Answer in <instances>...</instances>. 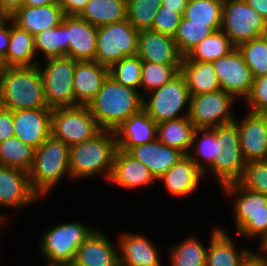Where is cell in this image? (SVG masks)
<instances>
[{
    "mask_svg": "<svg viewBox=\"0 0 267 266\" xmlns=\"http://www.w3.org/2000/svg\"><path fill=\"white\" fill-rule=\"evenodd\" d=\"M52 4H59V0H23V6H46Z\"/></svg>",
    "mask_w": 267,
    "mask_h": 266,
    "instance_id": "obj_54",
    "label": "cell"
},
{
    "mask_svg": "<svg viewBox=\"0 0 267 266\" xmlns=\"http://www.w3.org/2000/svg\"><path fill=\"white\" fill-rule=\"evenodd\" d=\"M137 56L144 62L161 65H181L183 60L172 36L150 29L138 33Z\"/></svg>",
    "mask_w": 267,
    "mask_h": 266,
    "instance_id": "obj_18",
    "label": "cell"
},
{
    "mask_svg": "<svg viewBox=\"0 0 267 266\" xmlns=\"http://www.w3.org/2000/svg\"><path fill=\"white\" fill-rule=\"evenodd\" d=\"M236 99L223 90L191 96L189 119L196 129H211L234 122L231 111Z\"/></svg>",
    "mask_w": 267,
    "mask_h": 266,
    "instance_id": "obj_13",
    "label": "cell"
},
{
    "mask_svg": "<svg viewBox=\"0 0 267 266\" xmlns=\"http://www.w3.org/2000/svg\"><path fill=\"white\" fill-rule=\"evenodd\" d=\"M4 14L10 18L23 6V0H0Z\"/></svg>",
    "mask_w": 267,
    "mask_h": 266,
    "instance_id": "obj_50",
    "label": "cell"
},
{
    "mask_svg": "<svg viewBox=\"0 0 267 266\" xmlns=\"http://www.w3.org/2000/svg\"><path fill=\"white\" fill-rule=\"evenodd\" d=\"M6 23L0 25V54L6 57L10 42V26H5Z\"/></svg>",
    "mask_w": 267,
    "mask_h": 266,
    "instance_id": "obj_51",
    "label": "cell"
},
{
    "mask_svg": "<svg viewBox=\"0 0 267 266\" xmlns=\"http://www.w3.org/2000/svg\"><path fill=\"white\" fill-rule=\"evenodd\" d=\"M71 266H120L119 249L106 235L94 229L78 247Z\"/></svg>",
    "mask_w": 267,
    "mask_h": 266,
    "instance_id": "obj_21",
    "label": "cell"
},
{
    "mask_svg": "<svg viewBox=\"0 0 267 266\" xmlns=\"http://www.w3.org/2000/svg\"><path fill=\"white\" fill-rule=\"evenodd\" d=\"M117 148L115 133L110 130H101L94 137L69 146L70 177L82 179L105 172L109 180Z\"/></svg>",
    "mask_w": 267,
    "mask_h": 266,
    "instance_id": "obj_2",
    "label": "cell"
},
{
    "mask_svg": "<svg viewBox=\"0 0 267 266\" xmlns=\"http://www.w3.org/2000/svg\"><path fill=\"white\" fill-rule=\"evenodd\" d=\"M148 94L151 98L145 100L143 97V110L157 124L189 115L191 95L181 73ZM185 107L187 113L181 115Z\"/></svg>",
    "mask_w": 267,
    "mask_h": 266,
    "instance_id": "obj_7",
    "label": "cell"
},
{
    "mask_svg": "<svg viewBox=\"0 0 267 266\" xmlns=\"http://www.w3.org/2000/svg\"><path fill=\"white\" fill-rule=\"evenodd\" d=\"M68 43L67 28L62 23L34 36L35 52H42L45 59L68 56Z\"/></svg>",
    "mask_w": 267,
    "mask_h": 266,
    "instance_id": "obj_36",
    "label": "cell"
},
{
    "mask_svg": "<svg viewBox=\"0 0 267 266\" xmlns=\"http://www.w3.org/2000/svg\"><path fill=\"white\" fill-rule=\"evenodd\" d=\"M240 146L246 162L267 160V114L248 111L241 122L236 119Z\"/></svg>",
    "mask_w": 267,
    "mask_h": 266,
    "instance_id": "obj_16",
    "label": "cell"
},
{
    "mask_svg": "<svg viewBox=\"0 0 267 266\" xmlns=\"http://www.w3.org/2000/svg\"><path fill=\"white\" fill-rule=\"evenodd\" d=\"M143 61L137 56H127L109 68V75L121 85L139 89Z\"/></svg>",
    "mask_w": 267,
    "mask_h": 266,
    "instance_id": "obj_41",
    "label": "cell"
},
{
    "mask_svg": "<svg viewBox=\"0 0 267 266\" xmlns=\"http://www.w3.org/2000/svg\"><path fill=\"white\" fill-rule=\"evenodd\" d=\"M260 251H264V253H260V254H262V255H265V256H267V234L264 236V238L261 240V242H260Z\"/></svg>",
    "mask_w": 267,
    "mask_h": 266,
    "instance_id": "obj_55",
    "label": "cell"
},
{
    "mask_svg": "<svg viewBox=\"0 0 267 266\" xmlns=\"http://www.w3.org/2000/svg\"><path fill=\"white\" fill-rule=\"evenodd\" d=\"M224 0H188L183 17L190 23L207 24L214 32L222 27Z\"/></svg>",
    "mask_w": 267,
    "mask_h": 266,
    "instance_id": "obj_33",
    "label": "cell"
},
{
    "mask_svg": "<svg viewBox=\"0 0 267 266\" xmlns=\"http://www.w3.org/2000/svg\"><path fill=\"white\" fill-rule=\"evenodd\" d=\"M65 174L70 176L69 146L50 135L35 149L33 165L28 173L30 187L39 197L44 196Z\"/></svg>",
    "mask_w": 267,
    "mask_h": 266,
    "instance_id": "obj_4",
    "label": "cell"
},
{
    "mask_svg": "<svg viewBox=\"0 0 267 266\" xmlns=\"http://www.w3.org/2000/svg\"><path fill=\"white\" fill-rule=\"evenodd\" d=\"M109 68L97 61H77L73 79L75 106L87 105L101 89Z\"/></svg>",
    "mask_w": 267,
    "mask_h": 266,
    "instance_id": "obj_26",
    "label": "cell"
},
{
    "mask_svg": "<svg viewBox=\"0 0 267 266\" xmlns=\"http://www.w3.org/2000/svg\"><path fill=\"white\" fill-rule=\"evenodd\" d=\"M212 64L221 90L235 99L240 96L246 100L251 93L254 78L238 48L214 60Z\"/></svg>",
    "mask_w": 267,
    "mask_h": 266,
    "instance_id": "obj_14",
    "label": "cell"
},
{
    "mask_svg": "<svg viewBox=\"0 0 267 266\" xmlns=\"http://www.w3.org/2000/svg\"><path fill=\"white\" fill-rule=\"evenodd\" d=\"M199 134H201V129H196L188 116L157 124V140L184 154L190 152Z\"/></svg>",
    "mask_w": 267,
    "mask_h": 266,
    "instance_id": "obj_28",
    "label": "cell"
},
{
    "mask_svg": "<svg viewBox=\"0 0 267 266\" xmlns=\"http://www.w3.org/2000/svg\"><path fill=\"white\" fill-rule=\"evenodd\" d=\"M14 136L12 111L0 106V142Z\"/></svg>",
    "mask_w": 267,
    "mask_h": 266,
    "instance_id": "obj_47",
    "label": "cell"
},
{
    "mask_svg": "<svg viewBox=\"0 0 267 266\" xmlns=\"http://www.w3.org/2000/svg\"><path fill=\"white\" fill-rule=\"evenodd\" d=\"M171 266H206L207 248L190 236L170 248Z\"/></svg>",
    "mask_w": 267,
    "mask_h": 266,
    "instance_id": "obj_37",
    "label": "cell"
},
{
    "mask_svg": "<svg viewBox=\"0 0 267 266\" xmlns=\"http://www.w3.org/2000/svg\"><path fill=\"white\" fill-rule=\"evenodd\" d=\"M182 15L174 10L161 6L156 14L150 30L174 36L180 24Z\"/></svg>",
    "mask_w": 267,
    "mask_h": 266,
    "instance_id": "obj_45",
    "label": "cell"
},
{
    "mask_svg": "<svg viewBox=\"0 0 267 266\" xmlns=\"http://www.w3.org/2000/svg\"><path fill=\"white\" fill-rule=\"evenodd\" d=\"M4 22L10 23L9 18L4 14L3 10H0V25L3 24Z\"/></svg>",
    "mask_w": 267,
    "mask_h": 266,
    "instance_id": "obj_57",
    "label": "cell"
},
{
    "mask_svg": "<svg viewBox=\"0 0 267 266\" xmlns=\"http://www.w3.org/2000/svg\"><path fill=\"white\" fill-rule=\"evenodd\" d=\"M235 246L226 231L215 227L207 248L206 266H239L251 251L246 248L237 251Z\"/></svg>",
    "mask_w": 267,
    "mask_h": 266,
    "instance_id": "obj_29",
    "label": "cell"
},
{
    "mask_svg": "<svg viewBox=\"0 0 267 266\" xmlns=\"http://www.w3.org/2000/svg\"><path fill=\"white\" fill-rule=\"evenodd\" d=\"M221 187L227 196L236 197L233 210L237 234L248 239L258 236L261 241L267 234V196L245 188L239 181Z\"/></svg>",
    "mask_w": 267,
    "mask_h": 266,
    "instance_id": "obj_5",
    "label": "cell"
},
{
    "mask_svg": "<svg viewBox=\"0 0 267 266\" xmlns=\"http://www.w3.org/2000/svg\"><path fill=\"white\" fill-rule=\"evenodd\" d=\"M38 199L27 172L0 165V207L21 208Z\"/></svg>",
    "mask_w": 267,
    "mask_h": 266,
    "instance_id": "obj_20",
    "label": "cell"
},
{
    "mask_svg": "<svg viewBox=\"0 0 267 266\" xmlns=\"http://www.w3.org/2000/svg\"><path fill=\"white\" fill-rule=\"evenodd\" d=\"M138 33L127 19L98 27L95 61L110 68L124 57L137 55Z\"/></svg>",
    "mask_w": 267,
    "mask_h": 266,
    "instance_id": "obj_9",
    "label": "cell"
},
{
    "mask_svg": "<svg viewBox=\"0 0 267 266\" xmlns=\"http://www.w3.org/2000/svg\"><path fill=\"white\" fill-rule=\"evenodd\" d=\"M114 133L117 147L128 151L157 139V123L142 109L125 120Z\"/></svg>",
    "mask_w": 267,
    "mask_h": 266,
    "instance_id": "obj_22",
    "label": "cell"
},
{
    "mask_svg": "<svg viewBox=\"0 0 267 266\" xmlns=\"http://www.w3.org/2000/svg\"><path fill=\"white\" fill-rule=\"evenodd\" d=\"M10 42L5 61L8 67H32L39 64L36 61L34 49V35L21 29L9 18Z\"/></svg>",
    "mask_w": 267,
    "mask_h": 266,
    "instance_id": "obj_31",
    "label": "cell"
},
{
    "mask_svg": "<svg viewBox=\"0 0 267 266\" xmlns=\"http://www.w3.org/2000/svg\"><path fill=\"white\" fill-rule=\"evenodd\" d=\"M239 266H267V256L251 251Z\"/></svg>",
    "mask_w": 267,
    "mask_h": 266,
    "instance_id": "obj_49",
    "label": "cell"
},
{
    "mask_svg": "<svg viewBox=\"0 0 267 266\" xmlns=\"http://www.w3.org/2000/svg\"><path fill=\"white\" fill-rule=\"evenodd\" d=\"M239 182L245 188L267 196V160L246 162L243 176Z\"/></svg>",
    "mask_w": 267,
    "mask_h": 266,
    "instance_id": "obj_43",
    "label": "cell"
},
{
    "mask_svg": "<svg viewBox=\"0 0 267 266\" xmlns=\"http://www.w3.org/2000/svg\"><path fill=\"white\" fill-rule=\"evenodd\" d=\"M90 0H59L65 15H80Z\"/></svg>",
    "mask_w": 267,
    "mask_h": 266,
    "instance_id": "obj_48",
    "label": "cell"
},
{
    "mask_svg": "<svg viewBox=\"0 0 267 266\" xmlns=\"http://www.w3.org/2000/svg\"><path fill=\"white\" fill-rule=\"evenodd\" d=\"M180 69L181 65H161L143 61L140 87H144L145 92L142 96L172 80L180 73Z\"/></svg>",
    "mask_w": 267,
    "mask_h": 266,
    "instance_id": "obj_39",
    "label": "cell"
},
{
    "mask_svg": "<svg viewBox=\"0 0 267 266\" xmlns=\"http://www.w3.org/2000/svg\"><path fill=\"white\" fill-rule=\"evenodd\" d=\"M211 129L215 132L216 140L222 146V152L204 172V176L209 169L210 172H214L220 186L239 181L243 176L246 161L241 152L237 124L232 122Z\"/></svg>",
    "mask_w": 267,
    "mask_h": 266,
    "instance_id": "obj_11",
    "label": "cell"
},
{
    "mask_svg": "<svg viewBox=\"0 0 267 266\" xmlns=\"http://www.w3.org/2000/svg\"><path fill=\"white\" fill-rule=\"evenodd\" d=\"M65 17L59 4L46 6H22L10 19L15 25L36 35L43 30L51 29L60 25Z\"/></svg>",
    "mask_w": 267,
    "mask_h": 266,
    "instance_id": "obj_27",
    "label": "cell"
},
{
    "mask_svg": "<svg viewBox=\"0 0 267 266\" xmlns=\"http://www.w3.org/2000/svg\"><path fill=\"white\" fill-rule=\"evenodd\" d=\"M8 68L5 57L0 54V75Z\"/></svg>",
    "mask_w": 267,
    "mask_h": 266,
    "instance_id": "obj_56",
    "label": "cell"
},
{
    "mask_svg": "<svg viewBox=\"0 0 267 266\" xmlns=\"http://www.w3.org/2000/svg\"><path fill=\"white\" fill-rule=\"evenodd\" d=\"M93 230L78 222L56 225L43 234L40 250L48 264L71 265L78 247Z\"/></svg>",
    "mask_w": 267,
    "mask_h": 266,
    "instance_id": "obj_8",
    "label": "cell"
},
{
    "mask_svg": "<svg viewBox=\"0 0 267 266\" xmlns=\"http://www.w3.org/2000/svg\"><path fill=\"white\" fill-rule=\"evenodd\" d=\"M95 27L127 19V0H90L79 15Z\"/></svg>",
    "mask_w": 267,
    "mask_h": 266,
    "instance_id": "obj_32",
    "label": "cell"
},
{
    "mask_svg": "<svg viewBox=\"0 0 267 266\" xmlns=\"http://www.w3.org/2000/svg\"><path fill=\"white\" fill-rule=\"evenodd\" d=\"M109 181L123 189L146 187L156 181L146 165L132 157L127 151L117 148L113 170Z\"/></svg>",
    "mask_w": 267,
    "mask_h": 266,
    "instance_id": "obj_23",
    "label": "cell"
},
{
    "mask_svg": "<svg viewBox=\"0 0 267 266\" xmlns=\"http://www.w3.org/2000/svg\"><path fill=\"white\" fill-rule=\"evenodd\" d=\"M77 60L68 57L46 59V65L38 64L47 105L51 108L74 107L73 87Z\"/></svg>",
    "mask_w": 267,
    "mask_h": 266,
    "instance_id": "obj_6",
    "label": "cell"
},
{
    "mask_svg": "<svg viewBox=\"0 0 267 266\" xmlns=\"http://www.w3.org/2000/svg\"><path fill=\"white\" fill-rule=\"evenodd\" d=\"M127 152L146 165L156 180H159L185 155L180 150L164 145L157 139L150 143L132 147Z\"/></svg>",
    "mask_w": 267,
    "mask_h": 266,
    "instance_id": "obj_24",
    "label": "cell"
},
{
    "mask_svg": "<svg viewBox=\"0 0 267 266\" xmlns=\"http://www.w3.org/2000/svg\"><path fill=\"white\" fill-rule=\"evenodd\" d=\"M161 0H127V20L138 31L151 29Z\"/></svg>",
    "mask_w": 267,
    "mask_h": 266,
    "instance_id": "obj_40",
    "label": "cell"
},
{
    "mask_svg": "<svg viewBox=\"0 0 267 266\" xmlns=\"http://www.w3.org/2000/svg\"><path fill=\"white\" fill-rule=\"evenodd\" d=\"M245 2L267 20V0H245Z\"/></svg>",
    "mask_w": 267,
    "mask_h": 266,
    "instance_id": "obj_53",
    "label": "cell"
},
{
    "mask_svg": "<svg viewBox=\"0 0 267 266\" xmlns=\"http://www.w3.org/2000/svg\"><path fill=\"white\" fill-rule=\"evenodd\" d=\"M161 1H162L161 6H165L166 9L174 10L180 13L182 16L188 4V0H161Z\"/></svg>",
    "mask_w": 267,
    "mask_h": 266,
    "instance_id": "obj_52",
    "label": "cell"
},
{
    "mask_svg": "<svg viewBox=\"0 0 267 266\" xmlns=\"http://www.w3.org/2000/svg\"><path fill=\"white\" fill-rule=\"evenodd\" d=\"M201 133H203V137L199 139V141L194 145V150L196 155L206 161L203 165V172L207 170L206 167H210L215 158L221 154L222 146L216 140L215 132L212 129H201ZM207 164V165H206Z\"/></svg>",
    "mask_w": 267,
    "mask_h": 266,
    "instance_id": "obj_44",
    "label": "cell"
},
{
    "mask_svg": "<svg viewBox=\"0 0 267 266\" xmlns=\"http://www.w3.org/2000/svg\"><path fill=\"white\" fill-rule=\"evenodd\" d=\"M101 130L87 105L52 110L51 135L68 146L86 141Z\"/></svg>",
    "mask_w": 267,
    "mask_h": 266,
    "instance_id": "obj_10",
    "label": "cell"
},
{
    "mask_svg": "<svg viewBox=\"0 0 267 266\" xmlns=\"http://www.w3.org/2000/svg\"><path fill=\"white\" fill-rule=\"evenodd\" d=\"M235 48L228 36L219 30L199 42L186 57L190 61L213 62Z\"/></svg>",
    "mask_w": 267,
    "mask_h": 266,
    "instance_id": "obj_34",
    "label": "cell"
},
{
    "mask_svg": "<svg viewBox=\"0 0 267 266\" xmlns=\"http://www.w3.org/2000/svg\"><path fill=\"white\" fill-rule=\"evenodd\" d=\"M246 101L250 112L267 114V74L254 78L251 93Z\"/></svg>",
    "mask_w": 267,
    "mask_h": 266,
    "instance_id": "obj_46",
    "label": "cell"
},
{
    "mask_svg": "<svg viewBox=\"0 0 267 266\" xmlns=\"http://www.w3.org/2000/svg\"><path fill=\"white\" fill-rule=\"evenodd\" d=\"M87 106L102 130L115 131L143 109V96L138 90L121 85L108 75Z\"/></svg>",
    "mask_w": 267,
    "mask_h": 266,
    "instance_id": "obj_1",
    "label": "cell"
},
{
    "mask_svg": "<svg viewBox=\"0 0 267 266\" xmlns=\"http://www.w3.org/2000/svg\"><path fill=\"white\" fill-rule=\"evenodd\" d=\"M0 106L11 111L50 108L38 66L8 67L0 75Z\"/></svg>",
    "mask_w": 267,
    "mask_h": 266,
    "instance_id": "obj_3",
    "label": "cell"
},
{
    "mask_svg": "<svg viewBox=\"0 0 267 266\" xmlns=\"http://www.w3.org/2000/svg\"><path fill=\"white\" fill-rule=\"evenodd\" d=\"M51 108L12 111L14 136L23 143L39 148L51 135Z\"/></svg>",
    "mask_w": 267,
    "mask_h": 266,
    "instance_id": "obj_15",
    "label": "cell"
},
{
    "mask_svg": "<svg viewBox=\"0 0 267 266\" xmlns=\"http://www.w3.org/2000/svg\"><path fill=\"white\" fill-rule=\"evenodd\" d=\"M237 48L251 70L253 78L267 74V44L261 37L242 43Z\"/></svg>",
    "mask_w": 267,
    "mask_h": 266,
    "instance_id": "obj_42",
    "label": "cell"
},
{
    "mask_svg": "<svg viewBox=\"0 0 267 266\" xmlns=\"http://www.w3.org/2000/svg\"><path fill=\"white\" fill-rule=\"evenodd\" d=\"M213 32L207 24L190 23V20L182 16L173 39L180 54L185 57L199 42Z\"/></svg>",
    "mask_w": 267,
    "mask_h": 266,
    "instance_id": "obj_38",
    "label": "cell"
},
{
    "mask_svg": "<svg viewBox=\"0 0 267 266\" xmlns=\"http://www.w3.org/2000/svg\"><path fill=\"white\" fill-rule=\"evenodd\" d=\"M214 70L212 62L190 61L183 57L180 73L191 96L221 90Z\"/></svg>",
    "mask_w": 267,
    "mask_h": 266,
    "instance_id": "obj_30",
    "label": "cell"
},
{
    "mask_svg": "<svg viewBox=\"0 0 267 266\" xmlns=\"http://www.w3.org/2000/svg\"><path fill=\"white\" fill-rule=\"evenodd\" d=\"M266 22L245 0L223 1L221 30L235 47L260 37Z\"/></svg>",
    "mask_w": 267,
    "mask_h": 266,
    "instance_id": "obj_12",
    "label": "cell"
},
{
    "mask_svg": "<svg viewBox=\"0 0 267 266\" xmlns=\"http://www.w3.org/2000/svg\"><path fill=\"white\" fill-rule=\"evenodd\" d=\"M35 149L16 136L0 142V165L29 173L34 161Z\"/></svg>",
    "mask_w": 267,
    "mask_h": 266,
    "instance_id": "obj_35",
    "label": "cell"
},
{
    "mask_svg": "<svg viewBox=\"0 0 267 266\" xmlns=\"http://www.w3.org/2000/svg\"><path fill=\"white\" fill-rule=\"evenodd\" d=\"M118 240L120 266H161L157 247L138 233H124Z\"/></svg>",
    "mask_w": 267,
    "mask_h": 266,
    "instance_id": "obj_25",
    "label": "cell"
},
{
    "mask_svg": "<svg viewBox=\"0 0 267 266\" xmlns=\"http://www.w3.org/2000/svg\"><path fill=\"white\" fill-rule=\"evenodd\" d=\"M6 217H7V216L4 217L3 215L0 216V226H2L3 224H6V223H7V220H5Z\"/></svg>",
    "mask_w": 267,
    "mask_h": 266,
    "instance_id": "obj_59",
    "label": "cell"
},
{
    "mask_svg": "<svg viewBox=\"0 0 267 266\" xmlns=\"http://www.w3.org/2000/svg\"><path fill=\"white\" fill-rule=\"evenodd\" d=\"M262 40L267 44V22L265 24V27L262 30L261 36Z\"/></svg>",
    "mask_w": 267,
    "mask_h": 266,
    "instance_id": "obj_58",
    "label": "cell"
},
{
    "mask_svg": "<svg viewBox=\"0 0 267 266\" xmlns=\"http://www.w3.org/2000/svg\"><path fill=\"white\" fill-rule=\"evenodd\" d=\"M62 24L67 28L68 57L95 61L98 28L79 15H65Z\"/></svg>",
    "mask_w": 267,
    "mask_h": 266,
    "instance_id": "obj_19",
    "label": "cell"
},
{
    "mask_svg": "<svg viewBox=\"0 0 267 266\" xmlns=\"http://www.w3.org/2000/svg\"><path fill=\"white\" fill-rule=\"evenodd\" d=\"M194 153L185 154L158 181H164L167 190L177 197L193 194L199 186L201 177L204 176L203 164Z\"/></svg>",
    "mask_w": 267,
    "mask_h": 266,
    "instance_id": "obj_17",
    "label": "cell"
},
{
    "mask_svg": "<svg viewBox=\"0 0 267 266\" xmlns=\"http://www.w3.org/2000/svg\"><path fill=\"white\" fill-rule=\"evenodd\" d=\"M47 266H71V265L48 264Z\"/></svg>",
    "mask_w": 267,
    "mask_h": 266,
    "instance_id": "obj_60",
    "label": "cell"
}]
</instances>
